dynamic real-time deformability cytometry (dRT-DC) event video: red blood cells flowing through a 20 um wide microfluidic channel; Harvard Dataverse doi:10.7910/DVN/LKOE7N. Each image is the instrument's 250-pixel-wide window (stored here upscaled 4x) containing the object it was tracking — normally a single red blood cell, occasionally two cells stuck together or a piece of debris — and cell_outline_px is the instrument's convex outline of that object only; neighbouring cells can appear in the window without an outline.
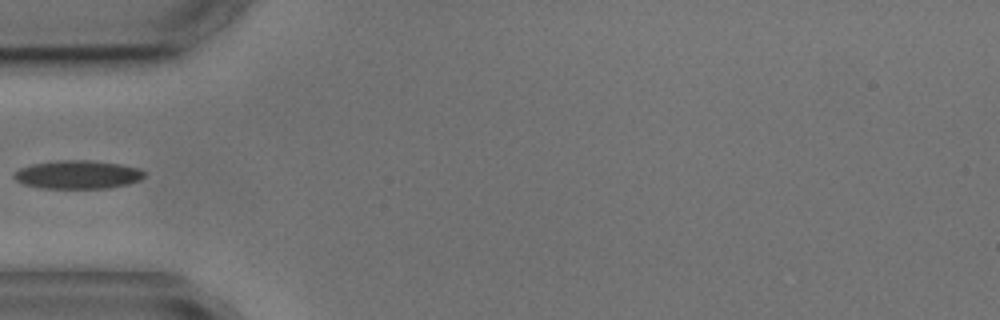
{"species": "common noctule bat (a hibernating species)", "species_latin": "Nyctalus noctula", "temperature_condition": "cold", "stored_images_in_passage": 3, "camera_frame_rate_fps": 3000, "um_per_image_px": 0.085, "animal": {"sex": "male", "body_mass_g": 17.9, "forearm_length_mm": 54.2}, "frame": {"image": 1, "passage_image": 2, "time_ms": 1.333, "image_size_px": [1000, 320], "cell_outline_px": [[144, 176], [140, 180], [128, 184], [108, 188], [40, 188], [24, 184], [16, 180], [12, 176], [12, 172], [20, 168], [32, 164], [56, 160], [88, 160], [120, 164], [140, 168], [144, 172]], "centroid_in_image_um": [6.58, 14.84], "position_along_channel_um": 78.4, "area_um2": 21.68}}